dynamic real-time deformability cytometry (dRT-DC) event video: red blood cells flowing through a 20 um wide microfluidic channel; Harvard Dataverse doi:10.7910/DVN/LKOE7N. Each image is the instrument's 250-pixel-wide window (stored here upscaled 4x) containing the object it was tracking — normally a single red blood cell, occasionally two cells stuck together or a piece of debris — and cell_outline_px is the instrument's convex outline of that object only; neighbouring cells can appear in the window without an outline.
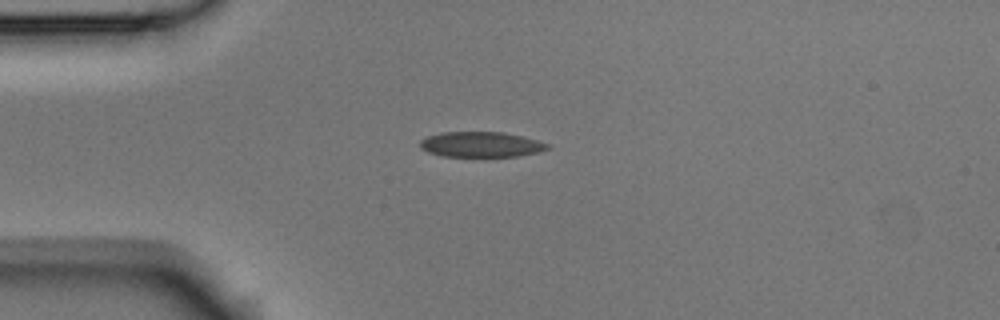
{"species": "Egyptian fruit bat (a non-hibernating species)", "species_latin": "Rousettus aegyptiacus", "temperature_condition": "room temperature", "stored_images_in_passage": 8, "camera_frame_rate_fps": 3000, "um_per_image_px": 0.085, "animal": {"sex": "male"}, "frame": {"image": 1, "passage_image": 3, "time_ms": 0.667, "image_size_px": [1000, 320], "cell_outline_px": [[552, 148], [540, 152], [516, 156], [440, 156], [428, 152], [420, 148], [420, 140], [428, 136], [440, 132], [504, 132], [536, 140], [548, 144]], "centroid_in_image_um": [40.87, 12.28], "position_along_channel_um": 44.1, "area_um2": 18.79}}
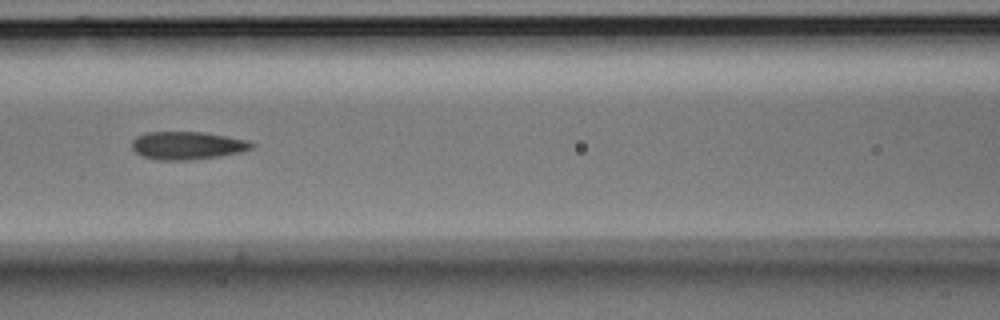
{"frame": {"image": 2, "passage_image": 6, "time_ms": 1.667, "image_size_px": [1000, 320], "cell_outline_px": [[256, 144], [252, 148], [240, 152], [220, 156], [184, 160], [156, 160], [140, 156], [132, 148], [132, 140], [136, 136], [148, 132], [204, 132], [228, 136], [248, 140]], "centroid_in_image_um": [15.91, 12.36], "position_along_channel_um": 150.7, "area_um2": 19.59}}
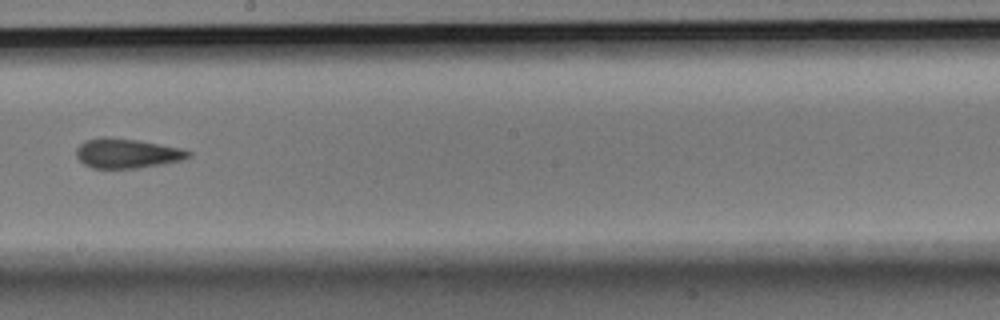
{"frame": {"image": 3, "passage_image": 8, "time_ms": 2.333, "image_size_px": [1000, 320], "cell_outline_px": [[192, 156], [180, 160], [160, 164], [136, 168], [92, 168], [84, 164], [76, 156], [76, 148], [84, 140], [100, 136], [112, 136], [160, 144], [180, 148], [192, 152]], "centroid_in_image_um": [10.74, 13.01], "position_along_channel_um": 237.5, "area_um2": 19.42}}